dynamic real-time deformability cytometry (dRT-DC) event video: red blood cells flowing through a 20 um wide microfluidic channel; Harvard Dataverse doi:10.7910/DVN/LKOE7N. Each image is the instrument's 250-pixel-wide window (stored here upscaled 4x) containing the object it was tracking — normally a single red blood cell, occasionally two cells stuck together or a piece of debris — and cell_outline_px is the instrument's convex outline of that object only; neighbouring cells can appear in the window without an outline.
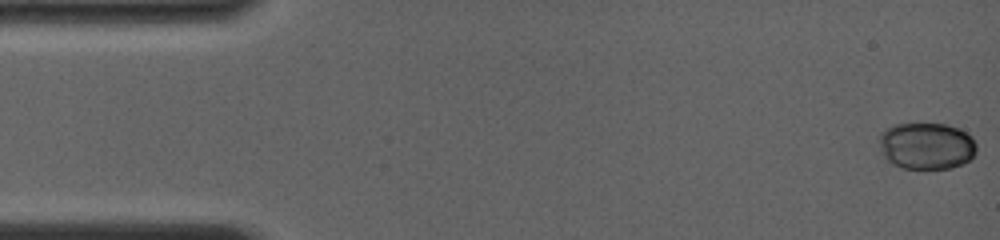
{"species": "common noctule bat (a hibernating species)", "species_latin": "Nyctalus noctula", "temperature_condition": "room temperature", "stored_images_in_passage": 11, "camera_frame_rate_fps": 4000, "um_per_image_px": 0.085, "animal": {"sex": "female", "body_mass_g": 19.0, "forearm_length_mm": 56.7}, "frame": {"image": 1, "passage_image": 1, "time_ms": 0.0, "image_size_px": [1000, 240], "cell_outline_px": [[976, 152], [968, 160], [952, 168], [900, 168], [892, 164], [880, 152], [880, 132], [884, 128], [892, 124], [948, 124], [960, 128], [972, 136], [976, 144]], "centroid_in_image_um": [78.73, 12.38], "position_along_channel_um": 6.3, "area_um2": 26.76}}
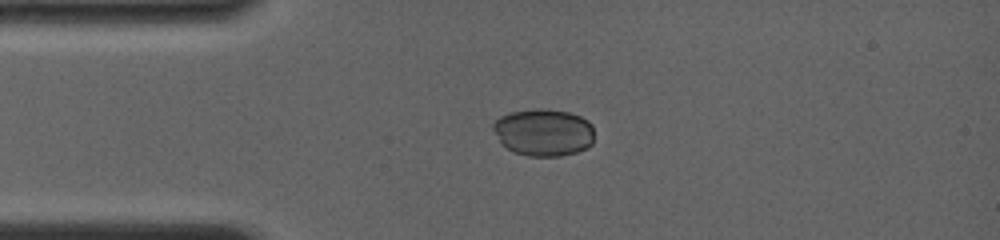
{"frame": {"image": 2, "passage_image": 9, "time_ms": 3.5, "image_size_px": [1000, 240], "cell_outline_px": [[592, 144], [588, 148], [576, 152], [560, 156], [528, 156], [512, 152], [500, 144], [492, 128], [492, 124], [500, 116], [512, 112], [536, 108], [544, 108], [568, 112], [580, 116], [588, 120], [592, 124]], "centroid_in_image_um": [46.18, 11.25], "position_along_channel_um": 38.8, "area_um2": 28.15}}